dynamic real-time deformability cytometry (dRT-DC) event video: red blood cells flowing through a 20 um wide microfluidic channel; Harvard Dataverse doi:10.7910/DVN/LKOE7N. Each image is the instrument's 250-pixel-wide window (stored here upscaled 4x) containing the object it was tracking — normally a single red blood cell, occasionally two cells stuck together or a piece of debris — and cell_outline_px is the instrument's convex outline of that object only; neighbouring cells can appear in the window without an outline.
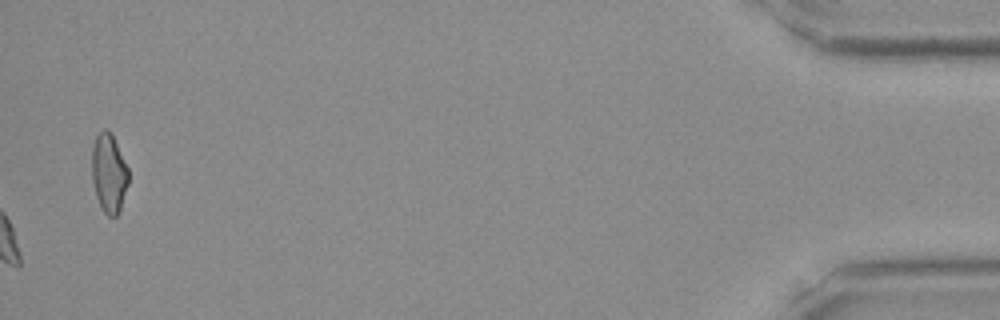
{"species": "Egyptian fruit bat (a non-hibernating species)", "species_latin": "Rousettus aegyptiacus", "temperature_condition": "room temperature", "stored_images_in_passage": 35, "camera_frame_rate_fps": 3000, "um_per_image_px": 0.085, "frame": {"image": 1, "passage_image": 35, "time_ms": 11.333, "image_size_px": [1000, 320], "cell_outline_px": [[128, 184], [120, 208], [116, 216], [108, 216], [104, 212], [96, 196], [92, 180], [92, 148], [96, 136], [104, 128], [108, 128], [112, 132], [128, 168]], "centroid_in_image_um": [9.25, 14.67], "position_along_channel_um": 425.9, "area_um2": 16.82}}